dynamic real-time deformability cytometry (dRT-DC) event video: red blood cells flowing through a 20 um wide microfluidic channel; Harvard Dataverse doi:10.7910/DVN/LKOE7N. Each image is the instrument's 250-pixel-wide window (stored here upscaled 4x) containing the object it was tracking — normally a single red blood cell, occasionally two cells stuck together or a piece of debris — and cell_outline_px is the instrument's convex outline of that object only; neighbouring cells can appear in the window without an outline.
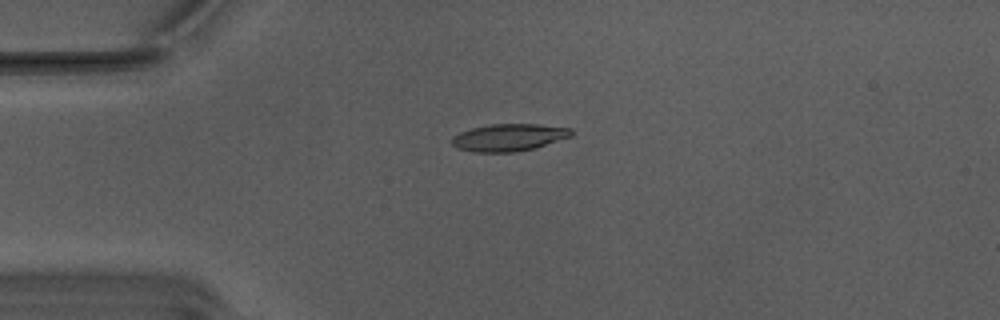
{"species": "Egyptian fruit bat (a non-hibernating species)", "species_latin": "Rousettus aegyptiacus", "temperature_condition": "warm", "stored_images_in_passage": 21, "camera_frame_rate_fps": 3000, "um_per_image_px": 0.085, "animal": {"sex": "male"}, "frame": {"image": 1, "passage_image": 1, "time_ms": 0.0, "image_size_px": [1000, 320], "cell_outline_px": [[572, 136], [536, 148], [516, 152], [472, 152], [456, 148], [452, 144], [452, 136], [460, 132], [472, 128], [492, 124], [536, 124], [572, 128]], "centroid_in_image_um": [43.25, 11.69], "position_along_channel_um": 41.7, "area_um2": 19.07}}
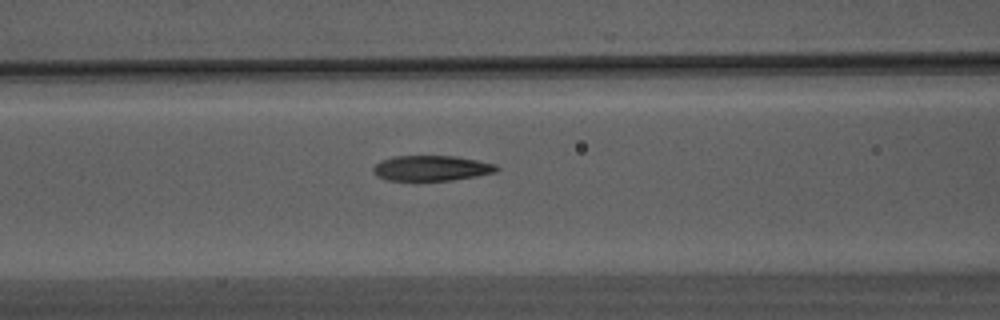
{"frame": {"image": 2, "passage_image": 10, "time_ms": 3.0, "image_size_px": [1000, 320], "cell_outline_px": [[500, 168], [496, 172], [476, 176], [452, 180], [388, 180], [376, 176], [372, 172], [372, 168], [376, 164], [384, 160], [396, 156], [456, 156], [496, 164]], "centroid_in_image_um": [36.69, 14.29], "position_along_channel_um": 129.9, "area_um2": 18.09}}
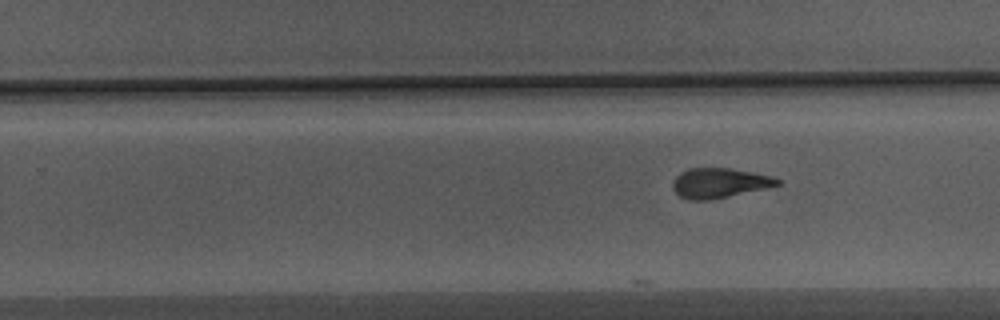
{"frame": {"image": 3, "passage_image": 21, "time_ms": 6.667, "image_size_px": [1000, 320], "cell_outline_px": [[780, 184], [728, 196], [708, 200], [688, 200], [680, 196], [672, 188], [672, 180], [680, 172], [688, 168], [728, 168], [768, 176], [780, 180]], "centroid_in_image_um": [61.03, 15.55], "position_along_channel_um": 268.8, "area_um2": 17.74}}